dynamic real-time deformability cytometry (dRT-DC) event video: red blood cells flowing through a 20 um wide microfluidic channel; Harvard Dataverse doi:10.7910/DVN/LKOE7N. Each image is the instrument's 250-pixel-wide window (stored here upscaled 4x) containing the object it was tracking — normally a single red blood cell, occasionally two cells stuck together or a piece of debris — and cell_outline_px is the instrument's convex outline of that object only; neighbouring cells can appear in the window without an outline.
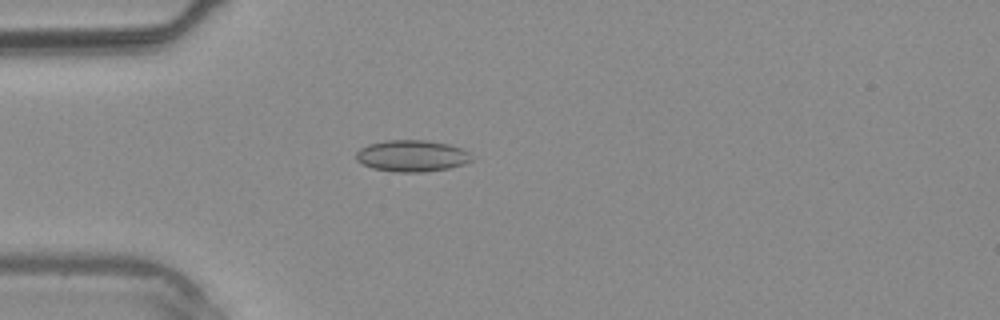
{"species": "common noctule bat (a hibernating species)", "species_latin": "Nyctalus noctula", "temperature_condition": "warm", "stored_images_in_passage": 2, "camera_frame_rate_fps": 3000, "um_per_image_px": 0.085, "animal": {"sex": "male", "body_mass_g": 20.4}, "frame": {"image": 1, "passage_image": 2, "time_ms": 1.333, "image_size_px": [1000, 320], "cell_outline_px": [[472, 160], [464, 164], [448, 168], [424, 172], [392, 172], [372, 168], [356, 160], [356, 152], [360, 148], [368, 144], [384, 140], [428, 140], [448, 144], [464, 148], [468, 152]], "centroid_in_image_um": [35.0, 13.24], "position_along_channel_um": 50.0, "area_um2": 21.39}}